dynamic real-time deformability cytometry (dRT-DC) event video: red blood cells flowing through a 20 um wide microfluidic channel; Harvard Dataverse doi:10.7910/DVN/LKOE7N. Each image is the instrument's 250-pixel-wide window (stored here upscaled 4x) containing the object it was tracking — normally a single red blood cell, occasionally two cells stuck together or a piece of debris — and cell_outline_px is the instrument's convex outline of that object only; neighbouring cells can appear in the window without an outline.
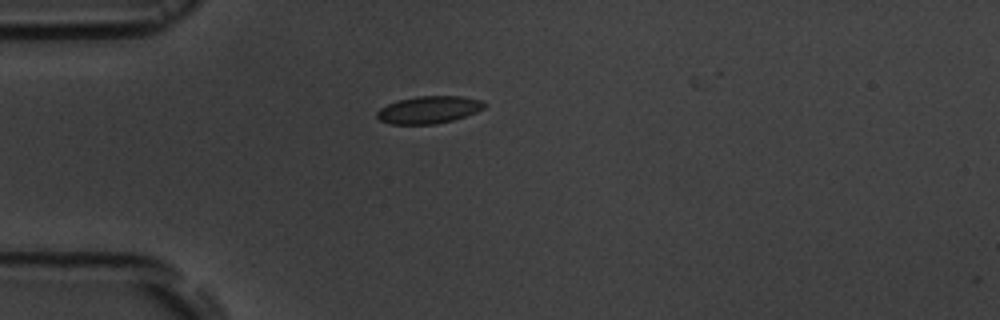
{"species": "common noctule bat (a hibernating species)", "species_latin": "Nyctalus noctula", "temperature_condition": "room temperature", "stored_images_in_passage": 10, "camera_frame_rate_fps": 3000, "um_per_image_px": 0.085, "animal": {"sex": "male", "body_mass_g": 19.5, "forearm_length_mm": 54.6}, "frame": {"image": 1, "passage_image": 1, "time_ms": 0.0, "image_size_px": [1000, 320], "cell_outline_px": [[484, 108], [476, 112], [452, 120], [436, 124], [392, 124], [380, 120], [376, 116], [376, 112], [380, 108], [388, 104], [400, 100], [416, 96], [460, 96], [484, 100]], "centroid_in_image_um": [36.45, 9.32], "position_along_channel_um": 48.6, "area_um2": 16.99}}
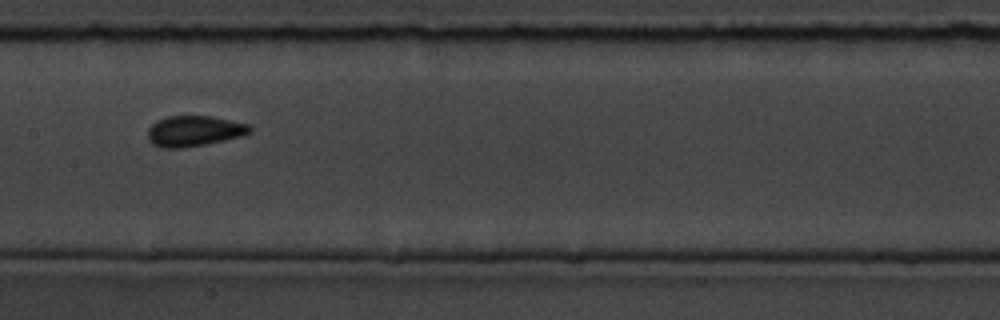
{"frame": {"image": 2, "passage_image": 5, "time_ms": 4.333, "image_size_px": [1000, 320], "cell_outline_px": [[252, 132], [240, 136], [224, 140], [184, 148], [160, 148], [152, 144], [148, 140], [148, 128], [156, 120], [168, 116], [212, 116], [248, 124], [252, 128]], "centroid_in_image_um": [16.47, 11.14], "position_along_channel_um": 190.9, "area_um2": 18.26}}
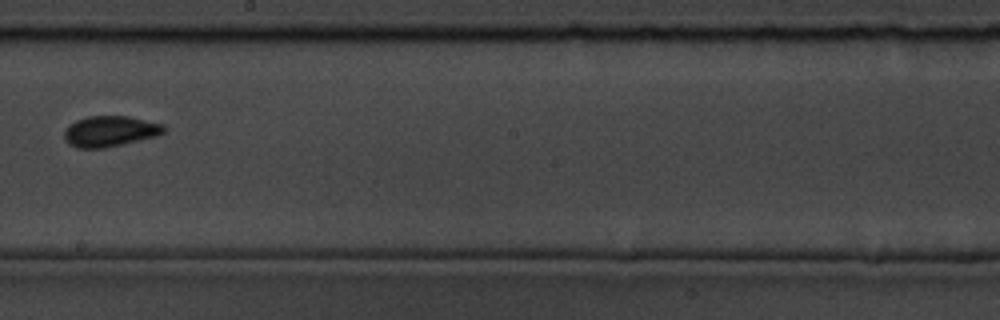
{"frame": {"image": 3, "passage_image": 6, "time_ms": 5.667, "image_size_px": [1000, 320], "cell_outline_px": [[168, 128], [164, 132], [156, 136], [104, 148], [76, 148], [68, 144], [64, 140], [64, 132], [68, 124], [76, 120], [88, 116], [128, 116], [164, 124]], "centroid_in_image_um": [9.33, 11.15], "position_along_channel_um": 238.9, "area_um2": 17.98}}